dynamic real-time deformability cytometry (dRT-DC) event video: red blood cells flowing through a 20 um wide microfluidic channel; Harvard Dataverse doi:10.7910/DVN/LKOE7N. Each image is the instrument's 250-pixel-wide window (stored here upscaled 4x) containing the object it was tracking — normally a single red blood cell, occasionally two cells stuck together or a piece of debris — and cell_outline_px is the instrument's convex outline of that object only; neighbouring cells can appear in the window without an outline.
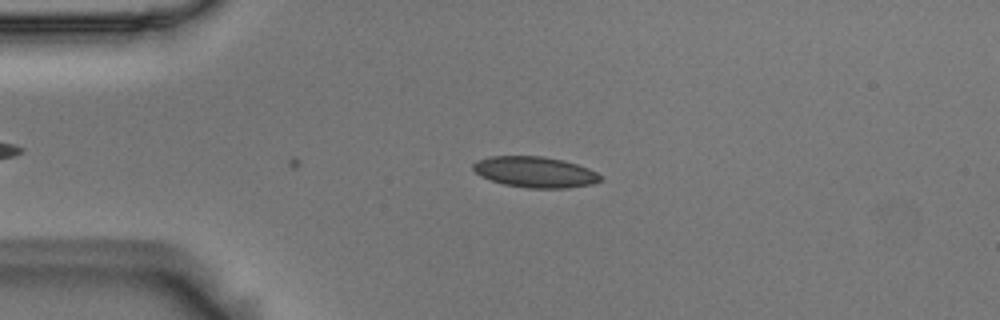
{"species": "Egyptian fruit bat (a non-hibernating species)", "species_latin": "Rousettus aegyptiacus", "temperature_condition": "room temperature", "stored_images_in_passage": 6, "camera_frame_rate_fps": 3000, "um_per_image_px": 0.085, "animal": {"sex": "male"}, "frame": {"image": 1, "passage_image": 5, "time_ms": 1.333, "image_size_px": [1000, 320], "cell_outline_px": [[604, 176], [600, 180], [592, 184], [568, 188], [528, 188], [504, 184], [480, 176], [472, 168], [472, 164], [476, 160], [492, 156], [544, 156], [564, 160], [588, 168]], "centroid_in_image_um": [45.48, 14.62], "position_along_channel_um": 39.5, "area_um2": 22.95}}